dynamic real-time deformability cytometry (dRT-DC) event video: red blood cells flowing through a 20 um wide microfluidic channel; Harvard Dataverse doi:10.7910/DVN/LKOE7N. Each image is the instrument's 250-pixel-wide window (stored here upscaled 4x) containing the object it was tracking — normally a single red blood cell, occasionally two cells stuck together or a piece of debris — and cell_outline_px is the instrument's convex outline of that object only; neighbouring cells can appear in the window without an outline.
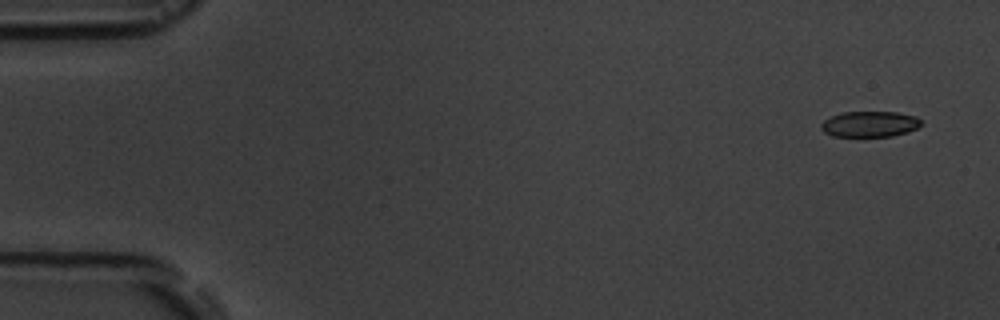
{"species": "common noctule bat (a hibernating species)", "species_latin": "Nyctalus noctula", "temperature_condition": "room temperature", "stored_images_in_passage": 5, "camera_frame_rate_fps": 3000, "um_per_image_px": 0.085, "animal": {"sex": "male", "body_mass_g": 19.5, "forearm_length_mm": 54.6}, "frame": {"image": 1, "passage_image": 1, "time_ms": 0.0, "image_size_px": [1000, 320], "cell_outline_px": [[920, 124], [916, 128], [908, 132], [892, 136], [832, 136], [824, 132], [820, 128], [820, 124], [824, 120], [832, 116], [844, 112], [896, 112], [916, 116], [920, 120]], "centroid_in_image_um": [73.9, 10.55], "position_along_channel_um": 11.1, "area_um2": 14.91}}
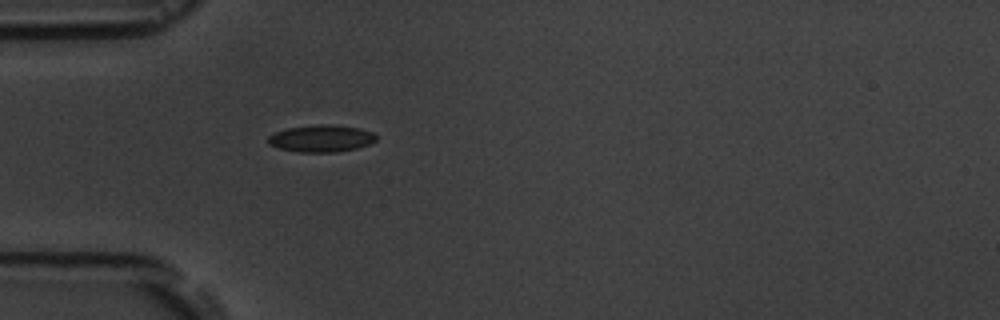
{"frame": {"image": 2, "passage_image": 5, "time_ms": 4.667, "image_size_px": [1000, 320], "cell_outline_px": [[376, 140], [368, 144], [356, 148], [336, 152], [296, 152], [280, 148], [268, 144], [268, 136], [276, 132], [288, 128], [320, 124], [332, 124], [360, 128], [372, 132], [376, 136]], "centroid_in_image_um": [27.3, 11.77], "position_along_channel_um": 57.7, "area_um2": 16.94}}